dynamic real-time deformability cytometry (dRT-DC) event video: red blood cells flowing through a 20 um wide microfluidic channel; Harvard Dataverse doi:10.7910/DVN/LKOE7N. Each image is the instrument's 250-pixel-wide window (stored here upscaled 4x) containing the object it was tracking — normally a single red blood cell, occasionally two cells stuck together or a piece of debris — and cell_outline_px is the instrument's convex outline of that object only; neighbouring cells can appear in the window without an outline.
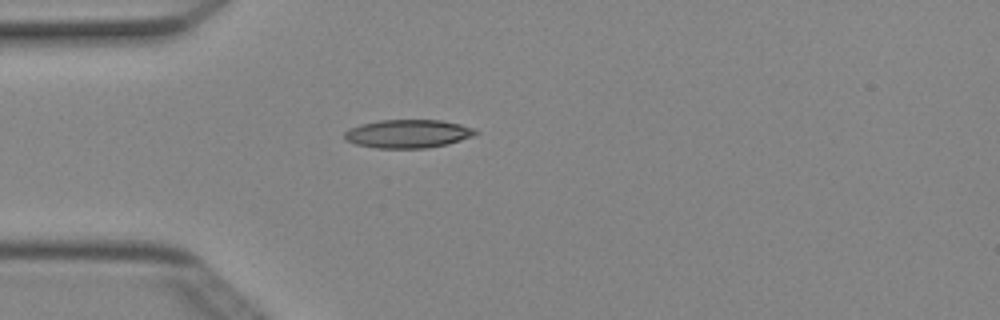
{"species": "Egyptian fruit bat (a non-hibernating species)", "species_latin": "Rousettus aegyptiacus", "temperature_condition": "cold", "stored_images_in_passage": 1, "camera_frame_rate_fps": 3000, "um_per_image_px": 0.085, "animal": {"sex": "female"}, "frame": {"image": 1, "passage_image": 1, "time_ms": 0.0, "image_size_px": [1000, 320], "cell_outline_px": [[480, 132], [476, 136], [448, 144], [428, 148], [376, 148], [356, 144], [344, 140], [344, 132], [348, 128], [360, 124], [380, 120], [440, 120], [460, 124], [472, 128]], "centroid_in_image_um": [34.68, 11.37], "position_along_channel_um": 50.3, "area_um2": 21.91}}